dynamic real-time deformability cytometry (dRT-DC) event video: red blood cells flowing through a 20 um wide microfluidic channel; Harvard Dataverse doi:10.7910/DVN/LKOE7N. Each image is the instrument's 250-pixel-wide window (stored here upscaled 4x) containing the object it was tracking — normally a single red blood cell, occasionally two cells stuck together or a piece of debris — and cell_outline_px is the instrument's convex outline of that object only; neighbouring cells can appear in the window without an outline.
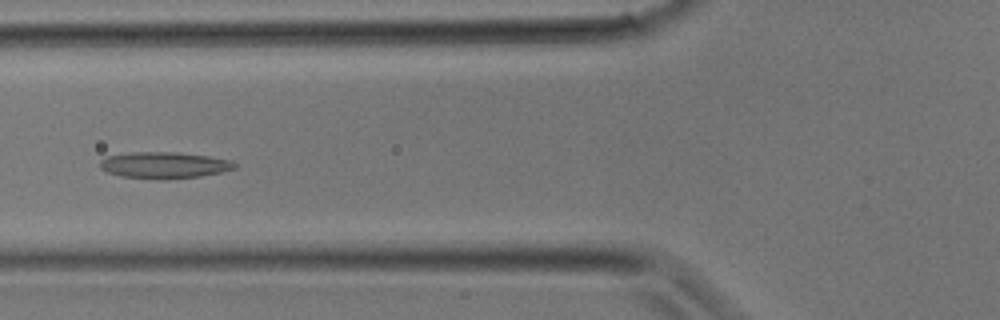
{"species": "common noctule bat (a hibernating species)", "species_latin": "Nyctalus noctula", "temperature_condition": "room temperature", "stored_images_in_passage": 22, "camera_frame_rate_fps": 3000, "um_per_image_px": 0.085, "animal": {"sex": "male", "body_mass_g": 17.9}, "frame": {"image": 1, "passage_image": 3, "time_ms": 0.667, "image_size_px": [1000, 320], "cell_outline_px": [[236, 168], [220, 172], [200, 176], [120, 176], [108, 172], [100, 168], [100, 160], [108, 156], [132, 152], [176, 152], [208, 156], [232, 160], [236, 164]], "centroid_in_image_um": [13.97, 13.98], "position_along_channel_um": 111.8, "area_um2": 19.59}}
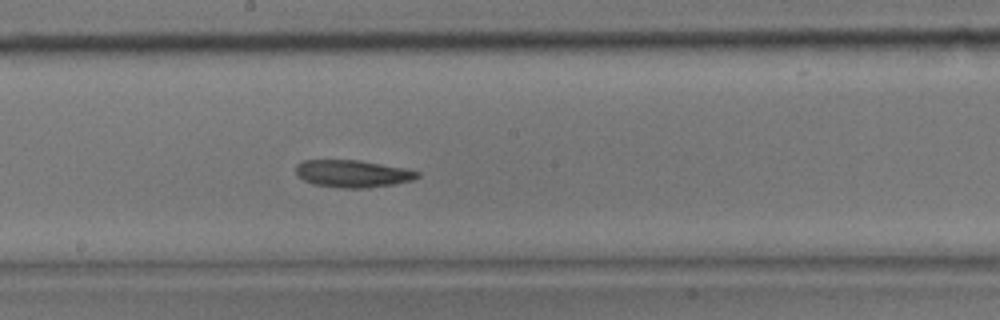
{"frame": {"image": 2, "passage_image": 8, "time_ms": 2.333, "image_size_px": [1000, 320], "cell_outline_px": [[420, 176], [412, 180], [396, 184], [368, 188], [340, 188], [312, 184], [296, 176], [296, 164], [300, 160], [360, 160], [408, 168], [420, 172]], "centroid_in_image_um": [29.98, 14.76], "position_along_channel_um": 218.2, "area_um2": 19.77}}
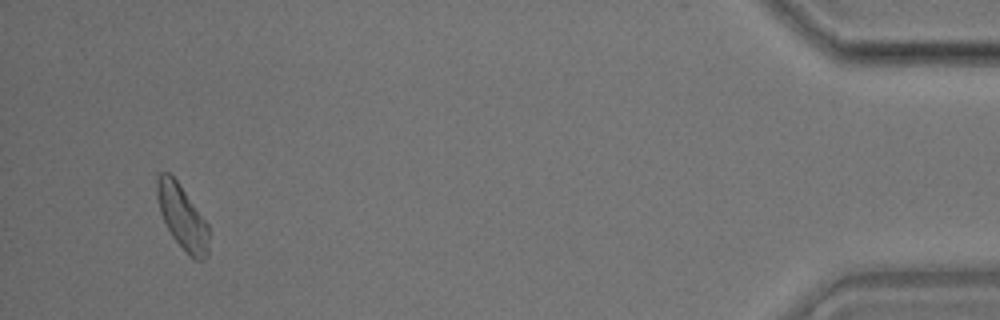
{"frame": {"image": 3, "passage_image": 21, "time_ms": 6.667, "image_size_px": [1000, 320], "cell_outline_px": [[208, 252], [204, 260], [192, 260], [188, 256], [172, 236], [160, 212], [156, 196], [156, 176], [160, 172], [168, 172], [180, 184], [208, 224]], "centroid_in_image_um": [15.48, 18.45], "position_along_channel_um": 419.7, "area_um2": 19.48}}